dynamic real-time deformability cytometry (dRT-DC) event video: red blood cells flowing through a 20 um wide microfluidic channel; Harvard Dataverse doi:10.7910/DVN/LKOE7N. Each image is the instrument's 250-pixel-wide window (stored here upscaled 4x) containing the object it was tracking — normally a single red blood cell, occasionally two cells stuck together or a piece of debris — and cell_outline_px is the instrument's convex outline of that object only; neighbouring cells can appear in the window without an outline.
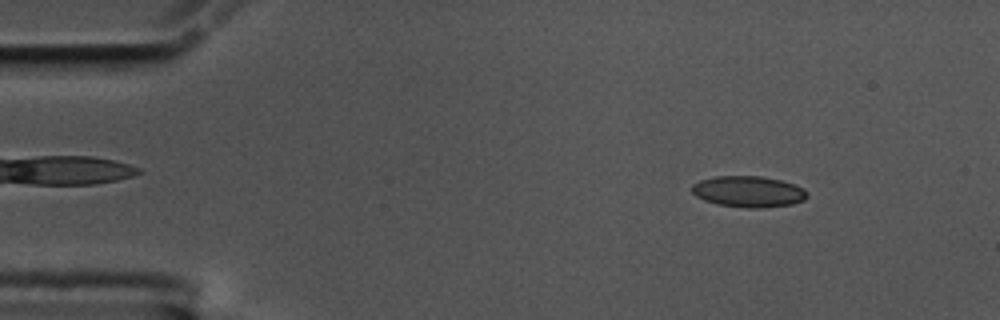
{"species": "common noctule bat (a hibernating species)", "species_latin": "Nyctalus noctula", "temperature_condition": "cold", "stored_images_in_passage": 56, "camera_frame_rate_fps": 3000, "um_per_image_px": 0.085, "animal": {"sex": "male", "body_mass_g": 17.5, "forearm_length_mm": 52.3}, "frame": {"image": 1, "passage_image": 7, "time_ms": 2.0, "image_size_px": [1000, 320], "cell_outline_px": [[808, 196], [804, 200], [792, 204], [760, 208], [744, 208], [716, 204], [704, 200], [696, 196], [692, 192], [692, 184], [700, 180], [716, 176], [760, 176], [780, 180], [804, 188]], "centroid_in_image_um": [63.6, 16.29], "position_along_channel_um": 21.4, "area_um2": 20.92}}
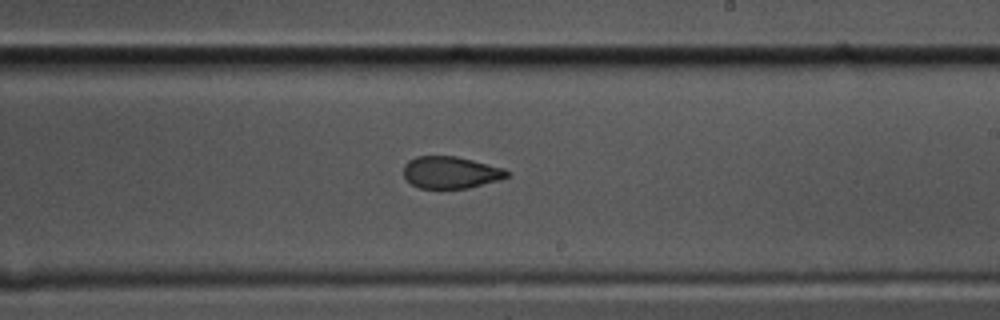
{"frame": {"image": 2, "passage_image": 33, "time_ms": 10.667, "image_size_px": [1000, 320], "cell_outline_px": [[508, 176], [500, 180], [468, 188], [420, 188], [412, 184], [404, 176], [404, 164], [408, 160], [416, 156], [456, 156], [504, 168], [508, 172]], "centroid_in_image_um": [38.3, 14.65], "position_along_channel_um": 250.7, "area_um2": 19.19}}
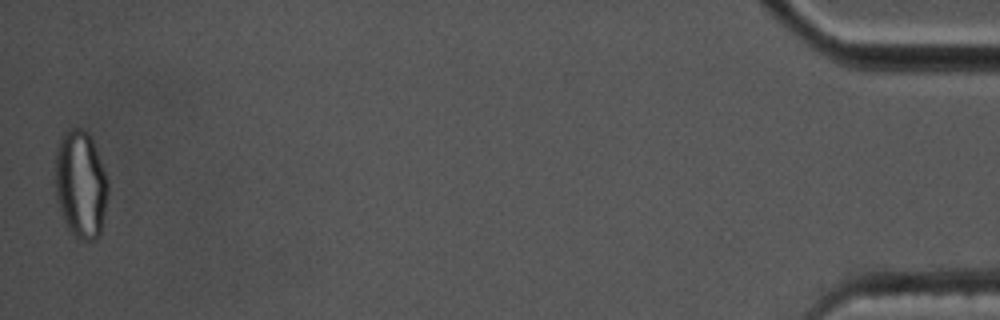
{"frame": {"image": 3, "passage_image": 56, "time_ms": 18.333, "image_size_px": [1000, 320], "cell_outline_px": [[108, 192], [100, 232], [96, 240], [80, 240], [68, 228], [64, 220], [56, 200], [56, 148], [60, 136], [64, 132], [72, 128], [80, 128], [88, 132], [92, 140], [108, 180]], "centroid_in_image_um": [6.85, 15.65], "position_along_channel_um": 428.4, "area_um2": 32.89}, "authors_computed_cell_mechanics": {"area_um2": 20.6057, "velocity_mm_per_s": 3.5325, "shape_relaxation_time_tau1_ms": 9.1621, "shape_relaxation_time_tau2_ms": 2.2915, "deformation_change_tau1": 0.1764, "deformation_change_tau2": 0.077}}